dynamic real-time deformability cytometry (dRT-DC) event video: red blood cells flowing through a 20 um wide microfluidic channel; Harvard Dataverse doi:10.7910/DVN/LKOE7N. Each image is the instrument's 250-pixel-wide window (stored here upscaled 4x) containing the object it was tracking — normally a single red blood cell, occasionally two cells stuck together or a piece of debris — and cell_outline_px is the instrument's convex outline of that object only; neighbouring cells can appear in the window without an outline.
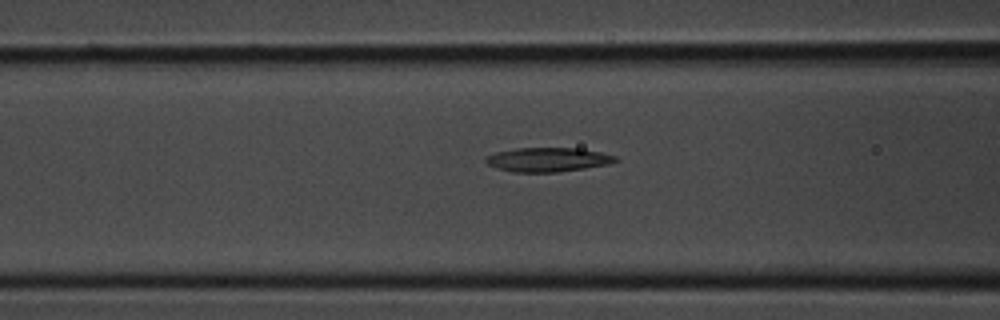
{"species": "common noctule bat (a hibernating species)", "species_latin": "Nyctalus noctula", "temperature_condition": "room temperature", "stored_images_in_passage": 33, "camera_frame_rate_fps": 3000, "um_per_image_px": 0.085, "animal": {"sex": "male", "body_mass_g": 20.1, "forearm_length_mm": 53.5}, "frame": {"image": 1, "passage_image": 12, "time_ms": 3.667, "image_size_px": [1000, 320], "cell_outline_px": [[620, 160], [608, 164], [560, 172], [512, 172], [496, 168], [488, 164], [484, 160], [484, 156], [496, 152], [516, 148], [580, 148], [600, 152], [616, 156]], "centroid_in_image_um": [46.54, 13.57], "position_along_channel_um": 120.1, "area_um2": 18.38}}
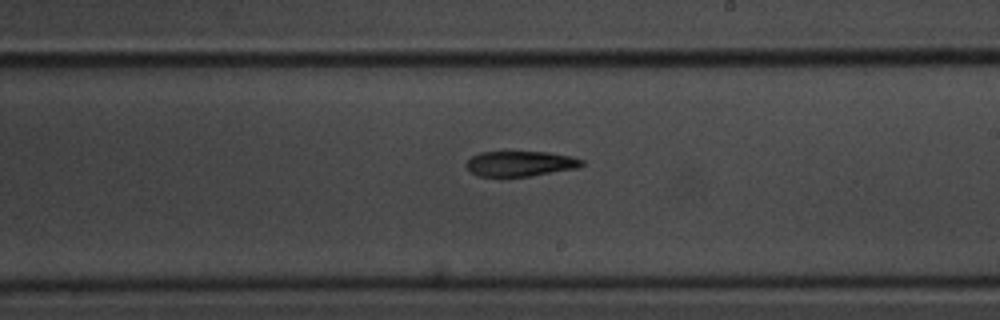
{"frame": {"image": 2, "passage_image": 19, "time_ms": 6.0, "image_size_px": [1000, 320], "cell_outline_px": [[584, 164], [580, 168], [528, 176], [476, 176], [464, 164], [472, 156], [480, 152], [548, 152], [572, 156], [584, 160]], "centroid_in_image_um": [44.26, 13.9], "position_along_channel_um": 244.7, "area_um2": 17.05}}
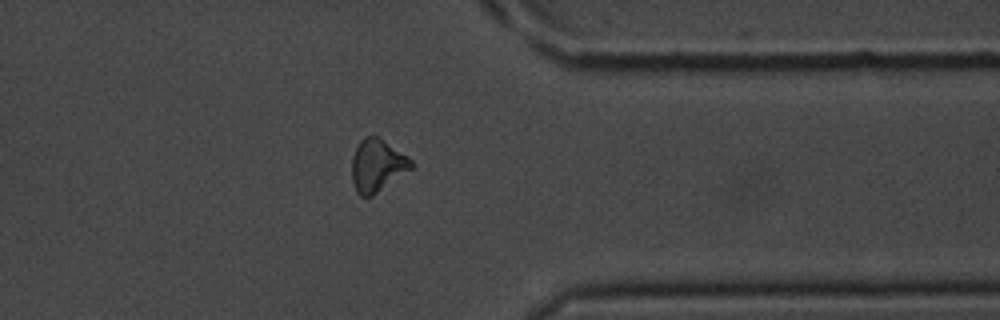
{"frame": {"image": 3, "passage_image": 27, "time_ms": 8.667, "image_size_px": [1000, 320], "cell_outline_px": [[412, 168], [372, 196], [360, 196], [356, 192], [352, 180], [352, 156], [360, 140], [364, 136], [380, 136], [408, 156], [412, 160]], "centroid_in_image_um": [32.05, 14.04], "position_along_channel_um": 379.3, "area_um2": 18.21}}